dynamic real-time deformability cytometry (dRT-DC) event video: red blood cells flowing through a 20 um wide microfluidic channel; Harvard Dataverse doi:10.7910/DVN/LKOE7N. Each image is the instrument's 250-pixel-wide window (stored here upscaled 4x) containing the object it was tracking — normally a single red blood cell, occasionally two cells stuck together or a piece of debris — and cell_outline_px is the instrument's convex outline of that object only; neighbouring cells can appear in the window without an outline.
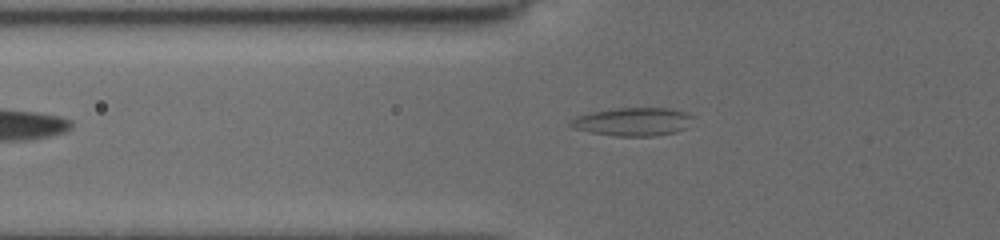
{"species": "common noctule bat (a hibernating species)", "species_latin": "Nyctalus noctula", "temperature_condition": "cold", "stored_images_in_passage": 3, "camera_frame_rate_fps": 3000, "um_per_image_px": 0.085, "animal": {"sex": "female", "body_mass_g": 19.5, "forearm_length_mm": 54.1}, "frame": {"image": 1, "passage_image": 3, "time_ms": 1.667, "image_size_px": [1000, 240], "cell_outline_px": [[696, 116], [684, 128], [676, 132], [652, 136], [616, 136], [588, 132], [572, 128], [568, 124], [576, 116], [592, 112], [616, 108], [668, 108], [688, 112]], "centroid_in_image_um": [53.8, 10.34], "position_along_channel_um": 72.0, "area_um2": 20.23}}